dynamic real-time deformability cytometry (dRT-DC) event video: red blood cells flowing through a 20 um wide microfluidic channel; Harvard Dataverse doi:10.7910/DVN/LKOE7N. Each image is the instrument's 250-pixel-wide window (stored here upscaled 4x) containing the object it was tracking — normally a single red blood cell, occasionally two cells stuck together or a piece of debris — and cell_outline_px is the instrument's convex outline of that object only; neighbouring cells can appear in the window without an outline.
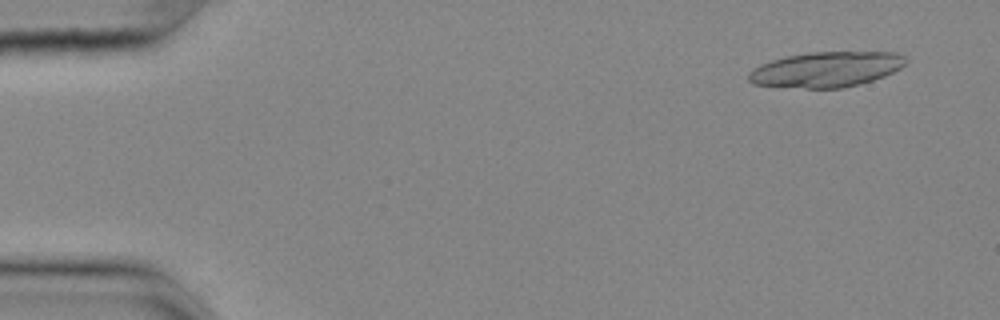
{"species": "common noctule bat (a hibernating species)", "species_latin": "Nyctalus noctula", "temperature_condition": "cold", "stored_images_in_passage": 20, "camera_frame_rate_fps": 3000, "um_per_image_px": 0.085, "animal": {"sex": "female", "body_mass_g": 25.1}, "frame": {"image": 1, "passage_image": 4, "time_ms": 1.0, "image_size_px": [1000, 320], "cell_outline_px": [[908, 60], [900, 68], [884, 76], [872, 80], [840, 88], [804, 88], [752, 84], [748, 80], [748, 72], [760, 64], [772, 60], [788, 56], [808, 52], [896, 52], [908, 56]], "centroid_in_image_um": [70.24, 5.89], "position_along_channel_um": 14.8, "area_um2": 32.25}}
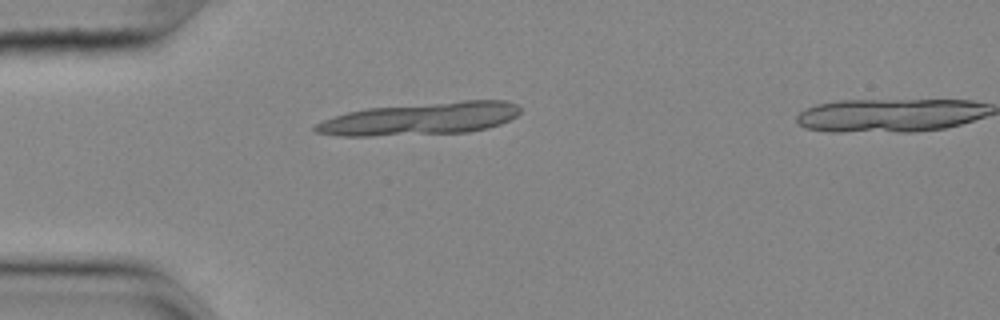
{"frame": {"image": 2, "passage_image": 15, "time_ms": 4.667, "image_size_px": [1000, 320], "cell_outline_px": [[520, 112], [516, 116], [500, 124], [488, 128], [468, 132], [368, 136], [340, 136], [316, 132], [312, 128], [316, 124], [324, 120], [348, 112], [368, 108], [464, 100], [504, 100], [516, 104], [520, 108]], "centroid_in_image_um": [35.76, 10.09], "position_along_channel_um": 49.2, "area_um2": 38.55}}